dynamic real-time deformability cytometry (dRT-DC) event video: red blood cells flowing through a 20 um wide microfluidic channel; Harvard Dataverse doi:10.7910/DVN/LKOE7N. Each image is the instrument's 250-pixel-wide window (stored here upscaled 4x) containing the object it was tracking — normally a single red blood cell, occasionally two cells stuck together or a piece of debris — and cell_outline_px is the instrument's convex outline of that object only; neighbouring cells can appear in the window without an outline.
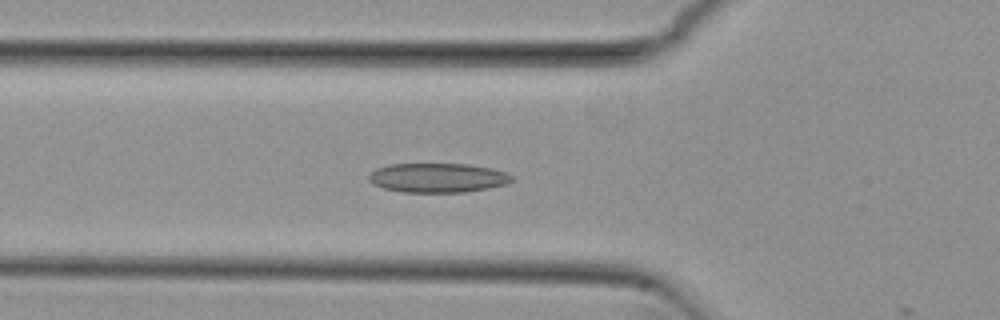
{"species": "common noctule bat (a hibernating species)", "species_latin": "Nyctalus noctula", "temperature_condition": "cold", "stored_images_in_passage": 42, "camera_frame_rate_fps": 3000, "um_per_image_px": 0.085, "animal": {"sex": "female", "body_mass_g": 29.2, "forearm_length_mm": 56.3}, "frame": {"image": 1, "passage_image": 19, "time_ms": 6.0, "image_size_px": [1000, 320], "cell_outline_px": [[516, 180], [508, 184], [488, 188], [464, 192], [400, 192], [384, 188], [372, 184], [368, 180], [368, 176], [376, 168], [388, 164], [468, 164], [492, 168], [504, 172], [512, 176]], "centroid_in_image_um": [37.21, 15.11], "position_along_channel_um": 88.6, "area_um2": 24.62}}
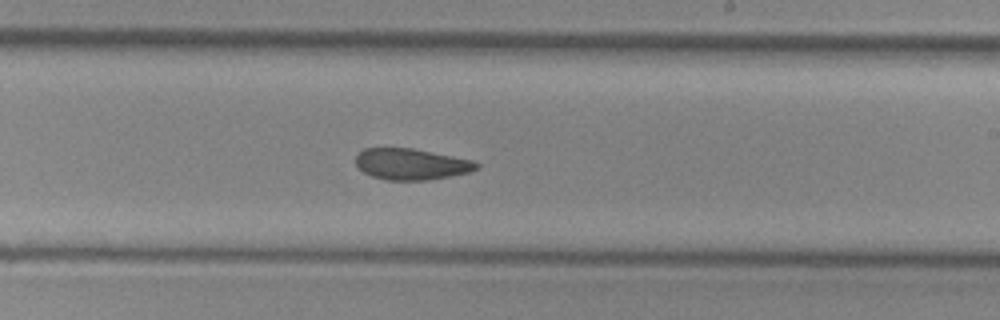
{"frame": {"image": 2, "passage_image": 32, "time_ms": 10.333, "image_size_px": [1000, 320], "cell_outline_px": [[480, 164], [476, 168], [468, 172], [452, 176], [428, 180], [384, 180], [372, 176], [364, 172], [356, 164], [356, 156], [364, 148], [412, 148], [472, 160]], "centroid_in_image_um": [34.94, 13.95], "position_along_channel_um": 254.1, "area_um2": 21.79}}
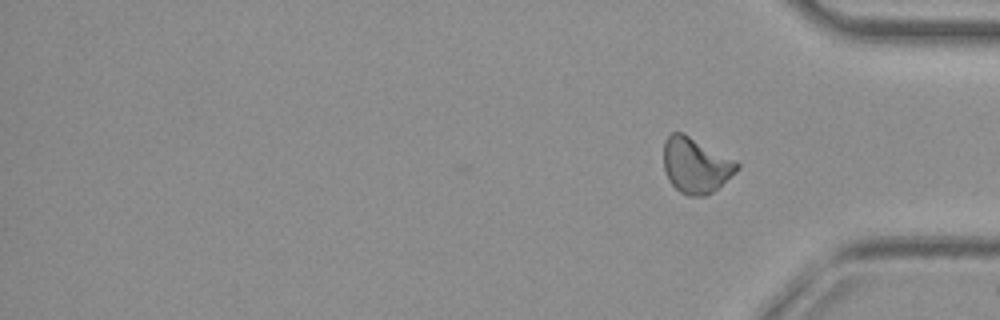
{"frame": {"image": 3, "passage_image": 42, "time_ms": 13.667, "image_size_px": [1000, 320], "cell_outline_px": [[740, 168], [736, 172], [712, 192], [704, 196], [688, 196], [680, 192], [668, 180], [664, 172], [664, 140], [672, 132], [680, 132], [736, 160], [740, 164]], "centroid_in_image_um": [59.13, 14.07], "position_along_channel_um": 376.1, "area_um2": 23.52}, "authors_computed_cell_mechanics": {"area_um2": 23.7847, "velocity_mm_per_s": 3.8165, "shape_relaxation_time_tau1_ms": null, "shape_relaxation_time_tau2_ms": 3.414, "deformation_change_tau1": null, "deformation_change_tau2": 0.0939}}